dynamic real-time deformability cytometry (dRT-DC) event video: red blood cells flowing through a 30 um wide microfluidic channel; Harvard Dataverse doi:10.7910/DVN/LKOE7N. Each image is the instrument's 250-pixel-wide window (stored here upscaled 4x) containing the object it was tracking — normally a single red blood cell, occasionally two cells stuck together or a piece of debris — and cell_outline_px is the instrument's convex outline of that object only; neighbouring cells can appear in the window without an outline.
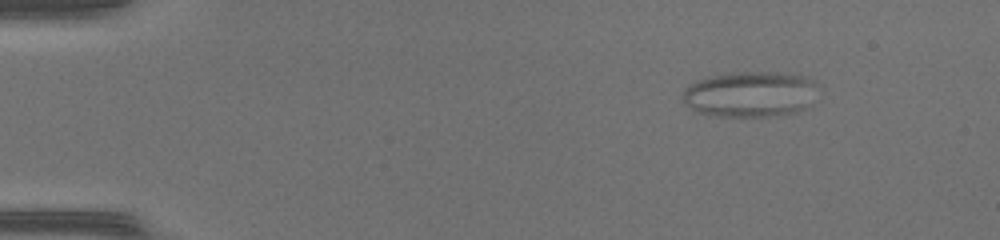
{"species": "common noctule bat (a hibernating species)", "species_latin": "Nyctalus noctula", "temperature_condition": "warm", "stored_images_in_passage": 49, "camera_frame_rate_fps": 3000, "um_per_image_px": 0.085, "animal": {"sex": "female", "body_mass_g": 17.0, "forearm_length_mm": 48.0}, "frame": {"image": 1, "passage_image": 7, "time_ms": 2.0, "image_size_px": [1000, 240], "cell_outline_px": [[820, 88], [804, 108], [796, 112], [768, 116], [716, 116], [696, 112], [684, 104], [680, 96], [684, 88], [696, 80], [728, 72], [776, 72], [804, 76], [816, 80]], "centroid_in_image_um": [63.73, 7.99], "position_along_channel_um": 21.3, "area_um2": 36.41}}
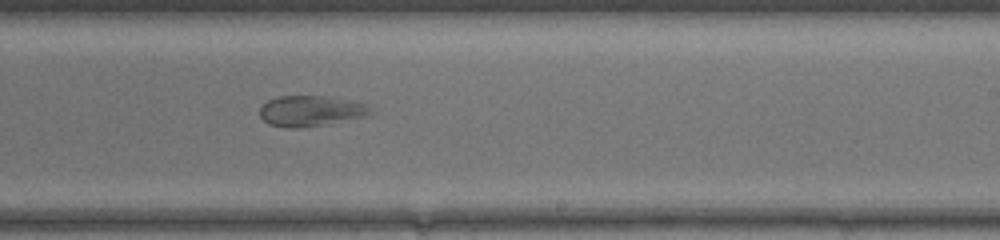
{"frame": {"image": 2, "passage_image": 31, "time_ms": 10.0, "image_size_px": [1000, 240], "cell_outline_px": [[372, 116], [300, 128], [288, 128], [268, 124], [260, 116], [260, 108], [268, 100], [280, 96], [320, 96], [348, 100], [368, 104]], "centroid_in_image_um": [26.43, 9.44], "position_along_channel_um": 262.6, "area_um2": 19.71}}
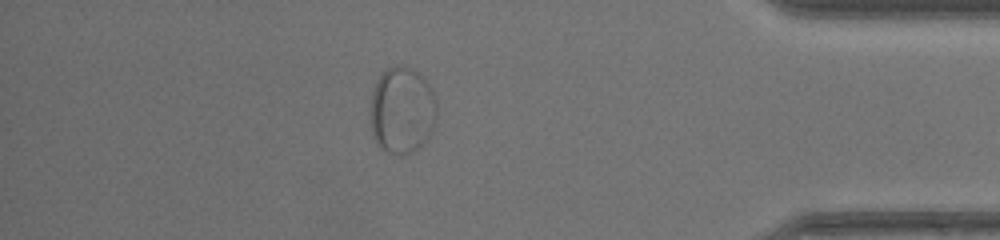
{"frame": {"image": 3, "passage_image": 43, "time_ms": 14.0, "image_size_px": [1000, 240], "cell_outline_px": [[436, 116], [432, 132], [428, 140], [412, 152], [404, 156], [388, 152], [380, 148], [376, 144], [372, 136], [368, 112], [368, 108], [372, 88], [380, 76], [388, 68], [396, 64], [400, 64], [412, 68], [432, 88], [436, 100]], "centroid_in_image_um": [34.13, 9.4], "position_along_channel_um": 401.1, "area_um2": 34.51}}